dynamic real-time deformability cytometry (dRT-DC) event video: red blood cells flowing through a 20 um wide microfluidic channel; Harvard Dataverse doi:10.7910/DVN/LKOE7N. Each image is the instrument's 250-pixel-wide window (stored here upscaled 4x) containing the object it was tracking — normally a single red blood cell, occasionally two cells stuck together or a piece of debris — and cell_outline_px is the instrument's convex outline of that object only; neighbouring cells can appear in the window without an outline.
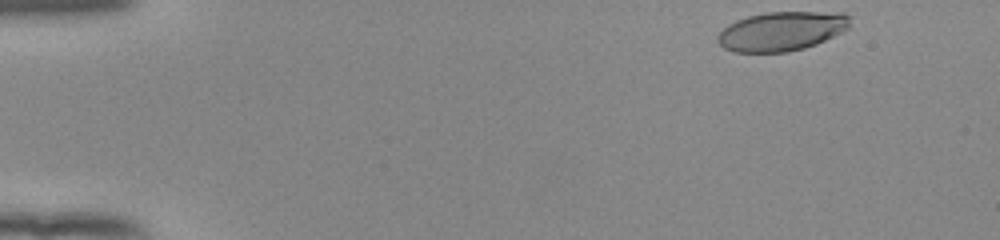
{"species": "human", "species_latin": "Homo sapiens", "temperature_condition": "room temperature", "stored_images_in_passage": 49, "camera_frame_rate_fps": 3000, "um_per_image_px": 0.085, "donor": {"sex": "female"}, "frame": {"image": 1, "passage_image": 1, "time_ms": 0.0, "image_size_px": [1000, 240], "cell_outline_px": [[852, 16], [848, 28], [816, 44], [804, 48], [788, 52], [732, 52], [724, 48], [716, 40], [716, 36], [728, 24], [736, 20], [748, 16], [764, 12], [844, 12]], "centroid_in_image_um": [66.43, 2.64], "position_along_channel_um": 18.6, "area_um2": 30.4}}
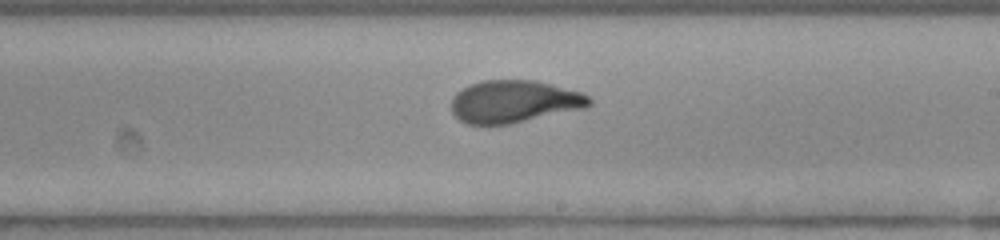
{"frame": {"image": 2, "passage_image": 28, "time_ms": 9.0, "image_size_px": [1000, 240], "cell_outline_px": [[592, 104], [584, 108], [512, 124], [468, 124], [460, 120], [452, 112], [452, 100], [456, 92], [468, 84], [484, 80], [536, 80], [580, 92], [588, 96], [592, 100]], "centroid_in_image_um": [43.69, 8.63], "position_along_channel_um": 245.3, "area_um2": 34.1}}
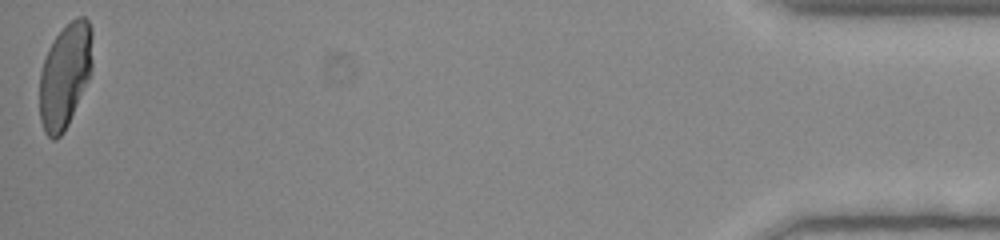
{"frame": {"image": 3, "passage_image": 49, "time_ms": 16.0, "image_size_px": [1000, 240], "cell_outline_px": [[92, 68], [88, 80], [68, 124], [64, 132], [56, 140], [52, 140], [44, 132], [40, 120], [40, 72], [48, 48], [56, 36], [76, 16], [84, 16], [88, 20], [92, 28]], "centroid_in_image_um": [5.53, 6.42], "position_along_channel_um": 429.7, "area_um2": 32.19}, "authors_computed_cell_mechanics": {"area_um2": 33.4084, "velocity_mm_per_s": 3.8783, "shape_relaxation_time_tau1_ms": 4.2882, "shape_relaxation_time_tau2_ms": 0.7521, "deformation_change_tau1": 0.1955, "deformation_change_tau2": 0.0784}}